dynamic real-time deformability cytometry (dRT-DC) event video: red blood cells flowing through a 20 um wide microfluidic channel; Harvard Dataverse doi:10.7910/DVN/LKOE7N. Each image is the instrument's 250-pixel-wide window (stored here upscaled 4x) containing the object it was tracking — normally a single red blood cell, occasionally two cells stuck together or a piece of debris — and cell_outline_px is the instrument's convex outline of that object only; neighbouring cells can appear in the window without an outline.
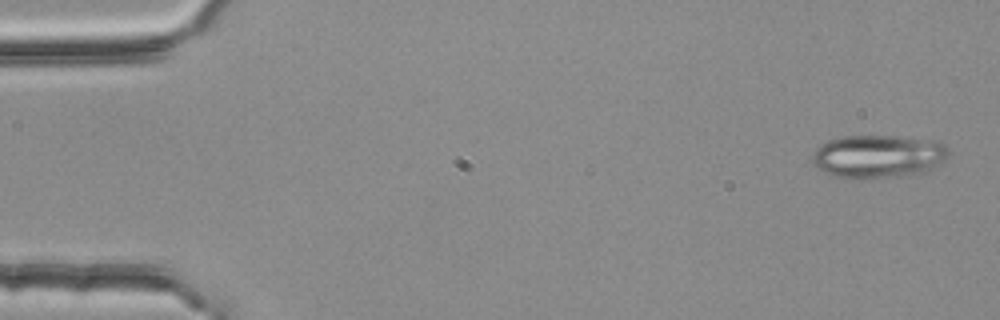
{"species": "common noctule bat (a hibernating species)", "species_latin": "Nyctalus noctula", "temperature_condition": "room temperature", "stored_images_in_passage": 4, "camera_frame_rate_fps": 3000, "um_per_image_px": 0.085, "animal": {"sex": "female", "body_mass_g": 25.1}, "frame": {"image": 1, "passage_image": 1, "time_ms": 0.0, "image_size_px": [1000, 320], "cell_outline_px": [[952, 152], [944, 160], [924, 172], [912, 176], [868, 180], [848, 180], [832, 176], [824, 172], [812, 160], [812, 152], [820, 144], [828, 140], [844, 136], [892, 136], [924, 140], [944, 144]], "centroid_in_image_um": [74.6, 13.34], "position_along_channel_um": 10.4, "area_um2": 34.85}}